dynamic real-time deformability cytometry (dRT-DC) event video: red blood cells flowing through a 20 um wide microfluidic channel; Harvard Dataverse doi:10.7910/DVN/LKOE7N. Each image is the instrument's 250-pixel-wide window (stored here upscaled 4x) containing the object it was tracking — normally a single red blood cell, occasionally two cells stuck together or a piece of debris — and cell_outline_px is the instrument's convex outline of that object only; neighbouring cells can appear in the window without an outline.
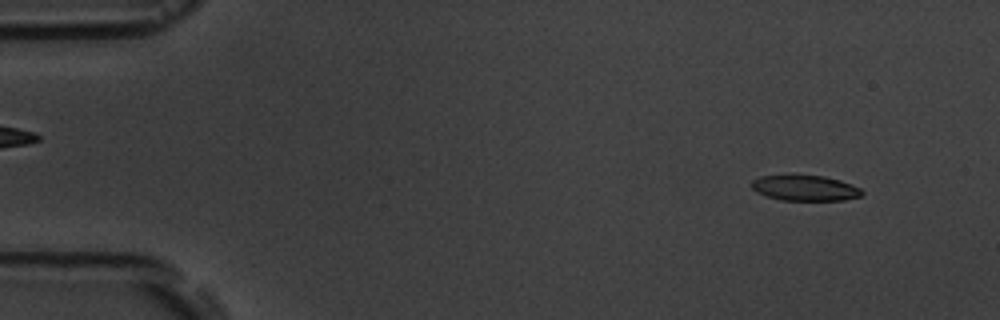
{"species": "common noctule bat (a hibernating species)", "species_latin": "Nyctalus noctula", "temperature_condition": "room temperature", "stored_images_in_passage": 5, "camera_frame_rate_fps": 3000, "um_per_image_px": 0.085, "animal": {"sex": "male", "body_mass_g": 19.5, "forearm_length_mm": 54.6}, "frame": {"image": 1, "passage_image": 5, "time_ms": 6.0, "image_size_px": [1000, 320], "cell_outline_px": [[864, 192], [860, 196], [844, 200], [780, 200], [756, 192], [752, 188], [752, 180], [760, 176], [824, 176], [840, 180], [860, 188]], "centroid_in_image_um": [68.44, 15.99], "position_along_channel_um": 16.6, "area_um2": 16.13}}